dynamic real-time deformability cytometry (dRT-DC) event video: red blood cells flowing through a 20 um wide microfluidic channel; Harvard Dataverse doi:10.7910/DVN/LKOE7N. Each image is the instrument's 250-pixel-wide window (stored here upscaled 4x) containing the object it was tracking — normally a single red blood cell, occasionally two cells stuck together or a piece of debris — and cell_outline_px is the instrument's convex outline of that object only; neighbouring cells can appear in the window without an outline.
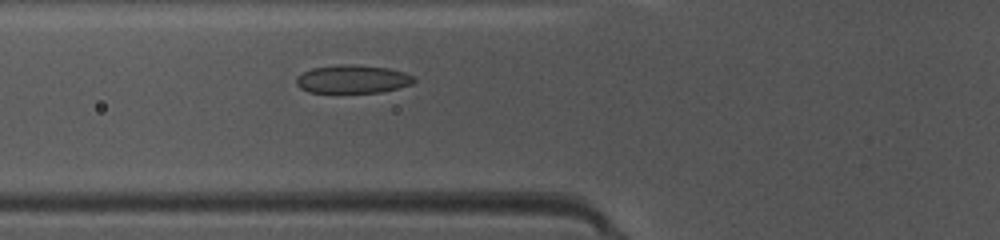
{"species": "common noctule bat (a hibernating species)", "species_latin": "Nyctalus noctula", "temperature_condition": "warm", "stored_images_in_passage": 36, "camera_frame_rate_fps": 3000, "um_per_image_px": 0.085, "animal": {"sex": "female", "body_mass_g": 10.0, "forearm_length_mm": 53.1}, "frame": {"image": 1, "passage_image": 6, "time_ms": 1.667, "image_size_px": [1000, 240], "cell_outline_px": [[416, 80], [412, 84], [380, 92], [308, 92], [300, 88], [296, 84], [296, 76], [312, 68], [340, 64], [352, 64], [388, 68], [404, 72], [412, 76]], "centroid_in_image_um": [29.94, 6.72], "position_along_channel_um": 95.9, "area_um2": 19.25}}
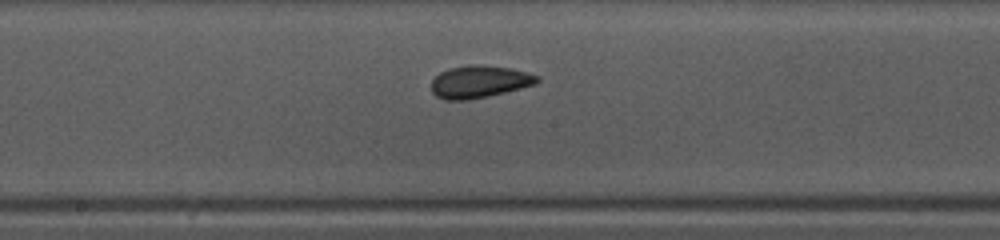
{"frame": {"image": 2, "passage_image": 14, "time_ms": 4.333, "image_size_px": [1000, 240], "cell_outline_px": [[540, 80], [536, 84], [504, 92], [468, 100], [444, 100], [436, 96], [432, 92], [432, 80], [440, 72], [448, 68], [468, 64], [480, 64], [512, 68], [540, 76]], "centroid_in_image_um": [40.74, 6.93], "position_along_channel_um": 207.5, "area_um2": 20.06}}
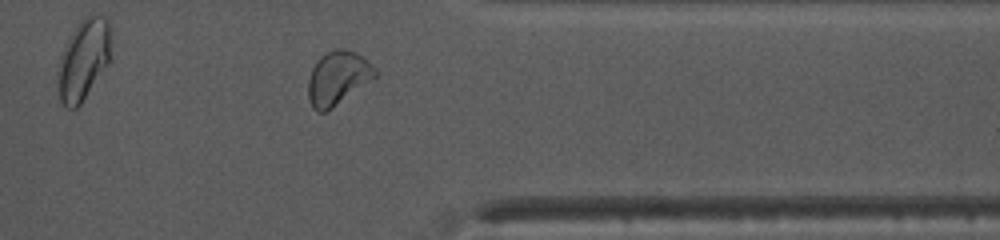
{"frame": {"image": 3, "passage_image": 27, "time_ms": 8.667, "image_size_px": [1000, 240], "cell_outline_px": [[376, 76], [332, 108], [324, 112], [316, 112], [312, 108], [308, 100], [308, 80], [312, 68], [316, 60], [320, 56], [336, 48], [344, 48], [356, 52], [376, 68]], "centroid_in_image_um": [28.67, 6.63], "position_along_channel_um": 382.7, "area_um2": 20.81}, "authors_computed_cell_mechanics": {"area_um2": 20.0277, "velocity_mm_per_s": 4.1591, "shape_relaxation_time_tau1_ms": 4.3927, "shape_relaxation_time_tau2_ms": 1.5188, "deformation_change_tau1": 0.1038, "deformation_change_tau2": 0.0619}}